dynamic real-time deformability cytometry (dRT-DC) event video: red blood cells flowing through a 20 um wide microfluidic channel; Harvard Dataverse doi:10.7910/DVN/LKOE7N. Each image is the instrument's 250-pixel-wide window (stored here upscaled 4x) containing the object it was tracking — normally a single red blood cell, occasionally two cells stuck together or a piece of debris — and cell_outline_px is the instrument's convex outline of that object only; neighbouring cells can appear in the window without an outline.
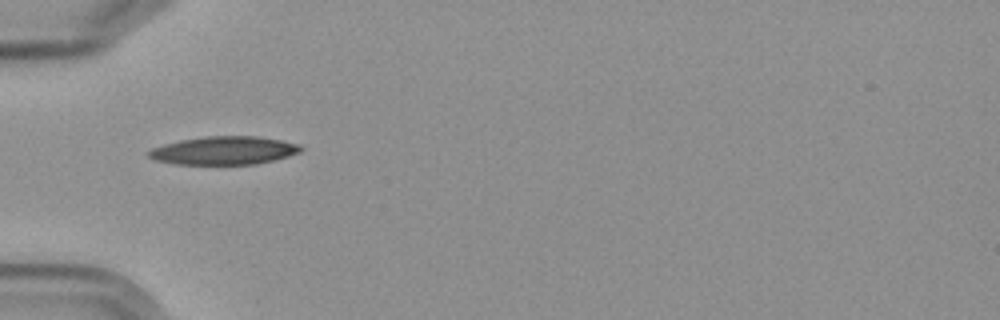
{"species": "Egyptian fruit bat (a non-hibernating species)", "species_latin": "Rousettus aegyptiacus", "temperature_condition": "cold", "stored_images_in_passage": 2, "camera_frame_rate_fps": 3000, "um_per_image_px": 0.085, "frame": {"image": 1, "passage_image": 1, "time_ms": 0.0, "image_size_px": [1000, 320], "cell_outline_px": [[304, 148], [300, 152], [288, 156], [256, 164], [176, 164], [156, 160], [148, 156], [144, 152], [152, 148], [164, 144], [180, 140], [204, 136], [260, 136], [300, 144]], "centroid_in_image_um": [19.03, 12.78], "position_along_channel_um": 66.0, "area_um2": 25.09}}
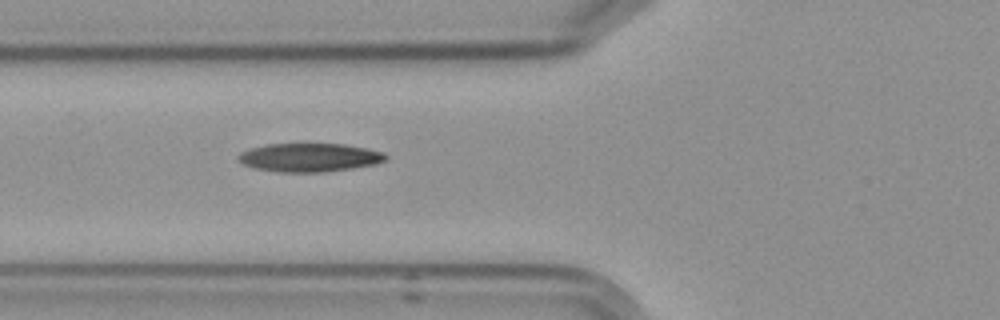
{"frame": {"image": 2, "passage_image": 2, "time_ms": 1.0, "image_size_px": [1000, 320], "cell_outline_px": [[388, 156], [384, 160], [376, 164], [352, 168], [324, 172], [280, 172], [256, 168], [244, 164], [236, 156], [240, 152], [252, 148], [268, 144], [304, 140], [344, 144], [368, 148], [384, 152]], "centroid_in_image_um": [26.32, 13.33], "position_along_channel_um": 99.5, "area_um2": 25.49}}